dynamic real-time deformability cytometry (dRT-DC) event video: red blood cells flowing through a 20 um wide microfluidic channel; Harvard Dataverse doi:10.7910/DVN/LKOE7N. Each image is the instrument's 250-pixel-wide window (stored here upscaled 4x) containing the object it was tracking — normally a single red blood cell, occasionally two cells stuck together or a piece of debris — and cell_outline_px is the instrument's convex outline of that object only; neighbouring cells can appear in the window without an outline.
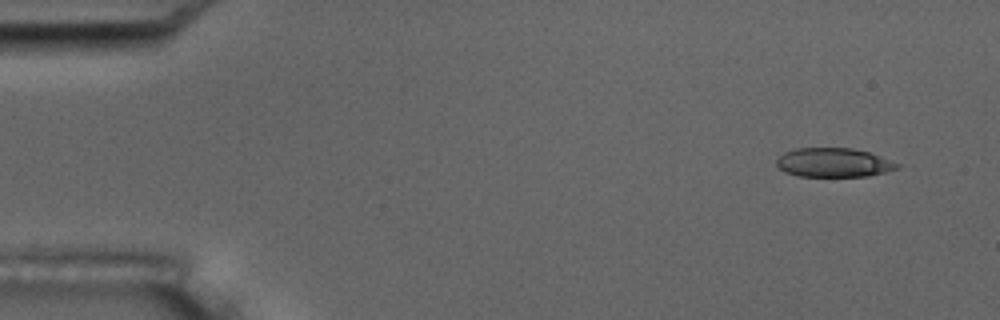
{"species": "common noctule bat (a hibernating species)", "species_latin": "Nyctalus noctula", "temperature_condition": "room temperature", "stored_images_in_passage": 5, "camera_frame_rate_fps": 3000, "um_per_image_px": 0.085, "animal": {"sex": "male", "body_mass_g": 17.5, "forearm_length_mm": 52.3}, "frame": {"image": 1, "passage_image": 1, "time_ms": 0.0, "image_size_px": [1000, 320], "cell_outline_px": [[900, 168], [868, 176], [796, 176], [784, 172], [776, 164], [776, 160], [784, 152], [796, 148], [852, 148], [868, 152], [880, 156], [900, 164]], "centroid_in_image_um": [70.84, 13.82], "position_along_channel_um": 14.2, "area_um2": 20.4}}